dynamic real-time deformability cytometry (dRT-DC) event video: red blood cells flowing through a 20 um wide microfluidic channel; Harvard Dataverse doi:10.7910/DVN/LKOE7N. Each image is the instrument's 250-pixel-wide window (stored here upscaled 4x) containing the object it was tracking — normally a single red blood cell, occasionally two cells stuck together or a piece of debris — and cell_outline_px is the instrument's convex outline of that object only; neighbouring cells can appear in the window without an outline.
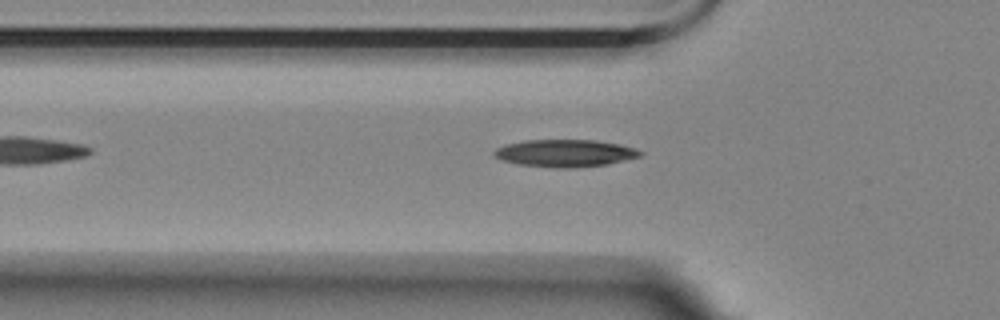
{"species": "Egyptian fruit bat (a non-hibernating species)", "species_latin": "Rousettus aegyptiacus", "temperature_condition": "room temperature", "stored_images_in_passage": 40, "camera_frame_rate_fps": 3000, "um_per_image_px": 0.085, "animal": {"sex": "female"}, "frame": {"image": 1, "passage_image": 7, "time_ms": 2.0, "image_size_px": [1000, 320], "cell_outline_px": [[644, 152], [640, 156], [608, 164], [568, 168], [556, 168], [520, 164], [504, 160], [496, 156], [492, 152], [496, 148], [504, 144], [524, 140], [596, 140], [620, 144], [636, 148]], "centroid_in_image_um": [48.05, 13.01], "position_along_channel_um": 77.8, "area_um2": 23.18}}
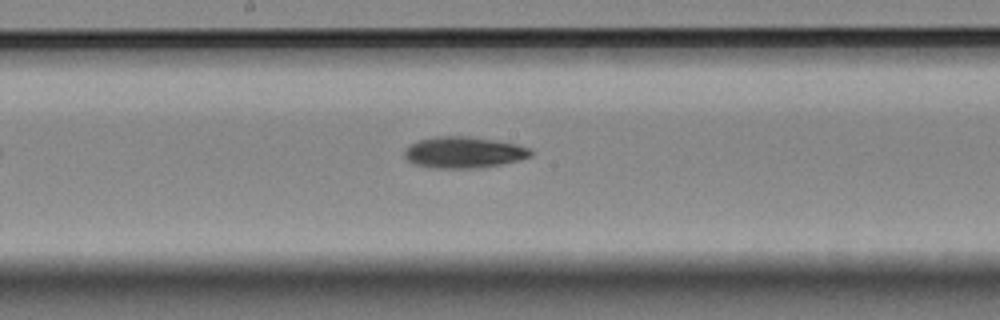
{"frame": {"image": 2, "passage_image": 18, "time_ms": 5.667, "image_size_px": [1000, 320], "cell_outline_px": [[532, 156], [500, 164], [472, 168], [432, 168], [412, 164], [404, 156], [404, 152], [412, 144], [420, 140], [436, 136], [468, 136], [496, 140], [516, 144], [528, 148], [532, 152]], "centroid_in_image_um": [39.39, 12.95], "position_along_channel_um": 208.8, "area_um2": 22.77}}
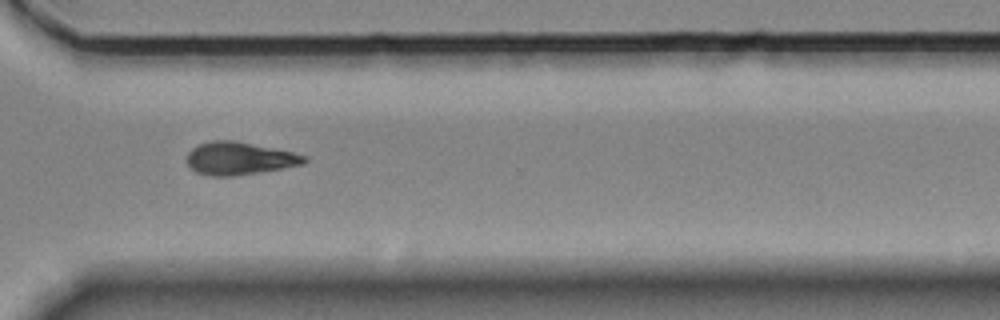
{"frame": {"image": 3, "passage_image": 30, "time_ms": 9.667, "image_size_px": [1000, 320], "cell_outline_px": [[308, 160], [304, 164], [232, 176], [212, 176], [196, 172], [188, 164], [188, 152], [192, 148], [200, 144], [212, 140], [232, 140], [292, 152], [308, 156]], "centroid_in_image_um": [20.34, 13.46], "position_along_channel_um": 350.3, "area_um2": 21.96}, "authors_computed_cell_mechanics": {"area_um2": 21.9929, "velocity_mm_per_s": 3.5367, "shape_relaxation_time_tau1_ms": 4.2559, "shape_relaxation_time_tau2_ms": null, "deformation_change_tau1": 0.1436, "deformation_change_tau2": null}}